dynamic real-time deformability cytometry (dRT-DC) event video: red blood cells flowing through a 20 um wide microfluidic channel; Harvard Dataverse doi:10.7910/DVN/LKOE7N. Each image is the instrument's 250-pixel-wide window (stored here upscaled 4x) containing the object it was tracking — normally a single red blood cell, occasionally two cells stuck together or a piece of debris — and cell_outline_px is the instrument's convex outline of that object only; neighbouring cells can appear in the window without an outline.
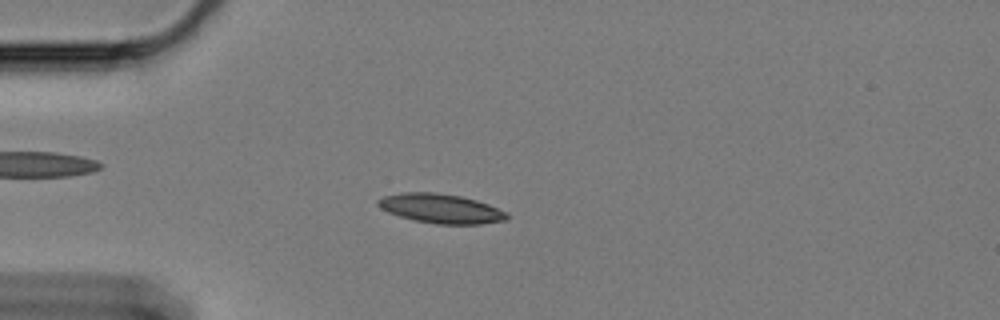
{"species": "Egyptian fruit bat (a non-hibernating species)", "species_latin": "Rousettus aegyptiacus", "temperature_condition": "cold", "stored_images_in_passage": 50, "camera_frame_rate_fps": 3000, "um_per_image_px": 0.085, "animal": {"sex": "female"}, "frame": {"image": 1, "passage_image": 6, "time_ms": 1.667, "image_size_px": [1000, 320], "cell_outline_px": [[508, 216], [504, 220], [480, 224], [436, 224], [416, 220], [400, 216], [388, 212], [380, 208], [376, 204], [376, 200], [384, 196], [404, 192], [432, 192], [460, 196], [476, 200], [488, 204], [508, 212]], "centroid_in_image_um": [37.45, 17.72], "position_along_channel_um": 47.5, "area_um2": 21.91}}
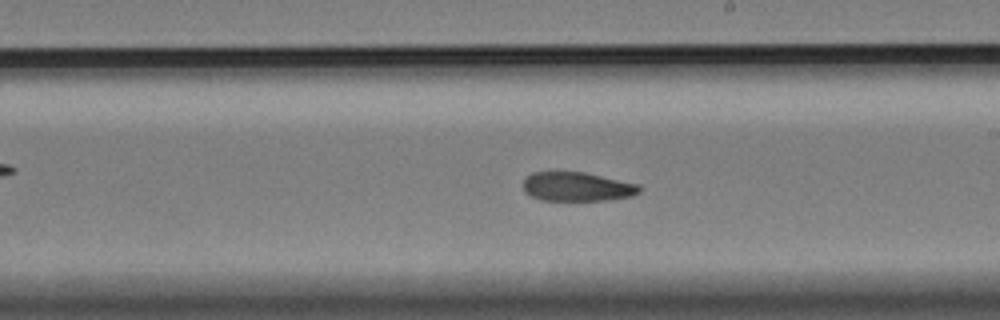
{"frame": {"image": 2, "passage_image": 25, "time_ms": 8.0, "image_size_px": [1000, 320], "cell_outline_px": [[640, 192], [632, 196], [604, 200], [540, 200], [524, 192], [524, 180], [532, 172], [584, 172], [640, 184]], "centroid_in_image_um": [49.06, 15.87], "position_along_channel_um": 239.9, "area_um2": 19.59}}
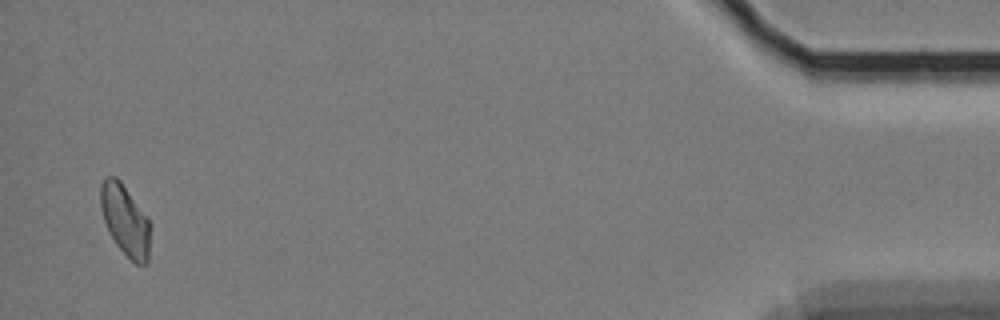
{"frame": {"image": 3, "passage_image": 49, "time_ms": 16.0, "image_size_px": [1000, 320], "cell_outline_px": [[148, 260], [144, 264], [136, 264], [116, 244], [108, 232], [100, 208], [100, 184], [108, 176], [116, 176], [120, 180], [148, 220]], "centroid_in_image_um": [10.58, 18.69], "position_along_channel_um": 424.6, "area_um2": 19.83}}